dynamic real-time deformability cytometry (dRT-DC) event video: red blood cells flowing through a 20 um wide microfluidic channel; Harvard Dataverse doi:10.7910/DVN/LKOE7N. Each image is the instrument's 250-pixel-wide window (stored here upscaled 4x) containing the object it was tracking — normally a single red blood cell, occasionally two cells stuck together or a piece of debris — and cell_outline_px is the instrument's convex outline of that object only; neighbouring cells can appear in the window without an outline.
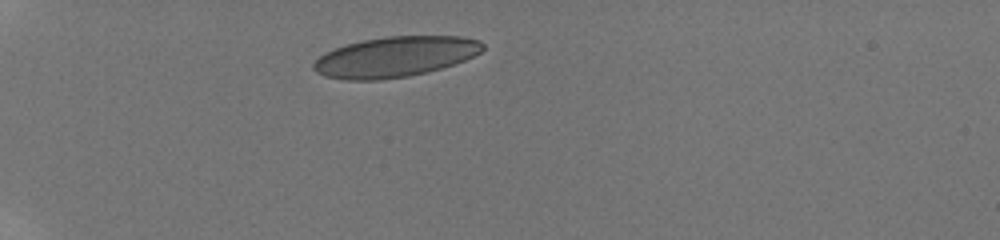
{"species": "human", "species_latin": "Homo sapiens", "temperature_condition": "room temperature", "stored_images_in_passage": 38, "camera_frame_rate_fps": 3000, "um_per_image_px": 0.085, "donor": {"sex": "male"}, "frame": {"image": 1, "passage_image": 1, "time_ms": 0.0, "image_size_px": [1000, 240], "cell_outline_px": [[484, 48], [480, 52], [464, 60], [440, 68], [408, 76], [380, 80], [344, 80], [324, 76], [316, 72], [312, 68], [312, 64], [324, 52], [348, 44], [364, 40], [384, 36], [460, 36], [480, 40], [484, 44]], "centroid_in_image_um": [33.56, 4.83], "position_along_channel_um": 51.4, "area_um2": 39.65}}
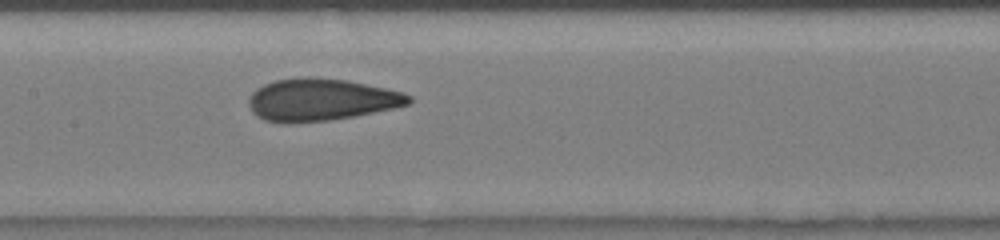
{"frame": {"image": 2, "passage_image": 14, "time_ms": 4.333, "image_size_px": [1000, 240], "cell_outline_px": [[412, 100], [408, 104], [392, 108], [356, 116], [328, 120], [284, 124], [264, 120], [256, 116], [252, 112], [248, 104], [248, 100], [252, 92], [256, 88], [264, 84], [276, 80], [300, 76], [308, 76], [348, 80], [404, 92], [412, 96]], "centroid_in_image_um": [27.25, 8.47], "position_along_channel_um": 180.1, "area_um2": 39.71}}
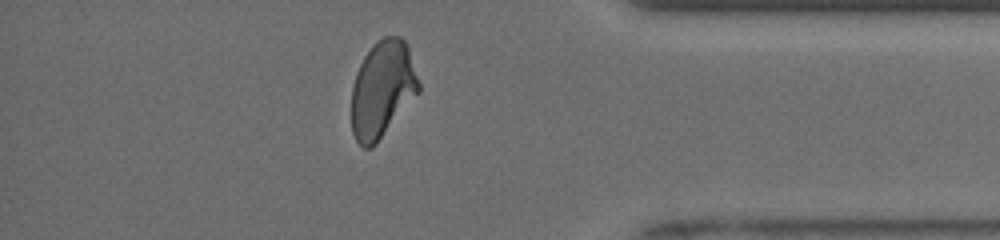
{"frame": {"image": 3, "passage_image": 32, "time_ms": 10.333, "image_size_px": [1000, 240], "cell_outline_px": [[420, 92], [376, 144], [372, 148], [364, 148], [356, 140], [352, 132], [352, 88], [356, 72], [364, 56], [372, 44], [376, 40], [384, 36], [400, 36], [404, 40], [408, 48], [420, 84]], "centroid_in_image_um": [32.5, 7.58], "position_along_channel_um": 402.7, "area_um2": 37.97}, "authors_computed_cell_mechanics": {"area_um2": 38.4081, "velocity_mm_per_s": 3.9592, "shape_relaxation_time_tau1_ms": 7.4088, "shape_relaxation_time_tau2_ms": 0.822, "deformation_change_tau1": 0.1853, "deformation_change_tau2": 0.0521}}